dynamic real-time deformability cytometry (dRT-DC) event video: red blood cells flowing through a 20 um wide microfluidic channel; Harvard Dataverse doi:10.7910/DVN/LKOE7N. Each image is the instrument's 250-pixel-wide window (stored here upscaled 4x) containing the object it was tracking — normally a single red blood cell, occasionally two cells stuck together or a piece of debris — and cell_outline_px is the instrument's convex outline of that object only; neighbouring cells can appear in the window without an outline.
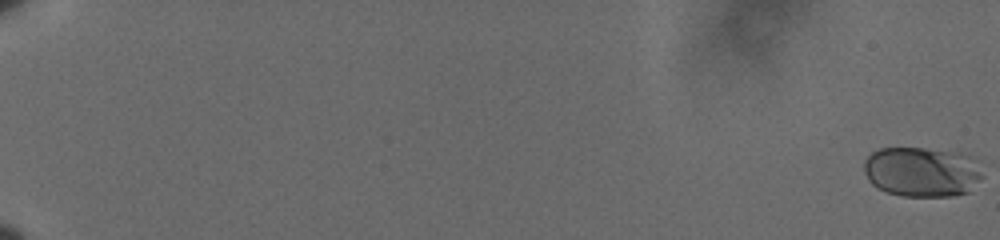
{"species": "human", "species_latin": "Homo sapiens", "temperature_condition": "cold", "stored_images_in_passage": 14, "camera_frame_rate_fps": 3000, "um_per_image_px": 0.085, "donor": {"sex": "male"}, "frame": {"image": 1, "passage_image": 1, "time_ms": 0.0, "image_size_px": [1000, 240], "cell_outline_px": [[984, 176], [968, 192], [952, 196], [904, 196], [888, 192], [876, 188], [868, 180], [864, 172], [864, 160], [872, 152], [880, 148], [924, 148], [960, 152], [972, 156], [976, 160]], "centroid_in_image_um": [78.38, 14.6], "position_along_channel_um": 6.6, "area_um2": 34.91}}